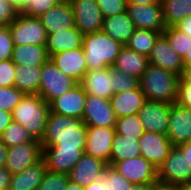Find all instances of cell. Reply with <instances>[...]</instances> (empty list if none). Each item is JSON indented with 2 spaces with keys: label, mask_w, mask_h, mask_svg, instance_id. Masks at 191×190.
<instances>
[{
  "label": "cell",
  "mask_w": 191,
  "mask_h": 190,
  "mask_svg": "<svg viewBox=\"0 0 191 190\" xmlns=\"http://www.w3.org/2000/svg\"><path fill=\"white\" fill-rule=\"evenodd\" d=\"M84 35L76 28L47 34L46 49L49 57L51 55L81 48Z\"/></svg>",
  "instance_id": "25"
},
{
  "label": "cell",
  "mask_w": 191,
  "mask_h": 190,
  "mask_svg": "<svg viewBox=\"0 0 191 190\" xmlns=\"http://www.w3.org/2000/svg\"><path fill=\"white\" fill-rule=\"evenodd\" d=\"M101 180L107 190H128L133 184L109 165Z\"/></svg>",
  "instance_id": "38"
},
{
  "label": "cell",
  "mask_w": 191,
  "mask_h": 190,
  "mask_svg": "<svg viewBox=\"0 0 191 190\" xmlns=\"http://www.w3.org/2000/svg\"><path fill=\"white\" fill-rule=\"evenodd\" d=\"M42 66H16L14 86L25 95L38 94Z\"/></svg>",
  "instance_id": "30"
},
{
  "label": "cell",
  "mask_w": 191,
  "mask_h": 190,
  "mask_svg": "<svg viewBox=\"0 0 191 190\" xmlns=\"http://www.w3.org/2000/svg\"><path fill=\"white\" fill-rule=\"evenodd\" d=\"M161 2L162 0H127L128 4H138V5L156 4Z\"/></svg>",
  "instance_id": "55"
},
{
  "label": "cell",
  "mask_w": 191,
  "mask_h": 190,
  "mask_svg": "<svg viewBox=\"0 0 191 190\" xmlns=\"http://www.w3.org/2000/svg\"><path fill=\"white\" fill-rule=\"evenodd\" d=\"M65 190H83V187L69 180Z\"/></svg>",
  "instance_id": "57"
},
{
  "label": "cell",
  "mask_w": 191,
  "mask_h": 190,
  "mask_svg": "<svg viewBox=\"0 0 191 190\" xmlns=\"http://www.w3.org/2000/svg\"><path fill=\"white\" fill-rule=\"evenodd\" d=\"M107 166L108 164L103 160L84 153L68 173L69 180L84 188L101 180Z\"/></svg>",
  "instance_id": "17"
},
{
  "label": "cell",
  "mask_w": 191,
  "mask_h": 190,
  "mask_svg": "<svg viewBox=\"0 0 191 190\" xmlns=\"http://www.w3.org/2000/svg\"><path fill=\"white\" fill-rule=\"evenodd\" d=\"M135 29L134 23L126 11L124 13L103 18L101 31L125 46L133 35Z\"/></svg>",
  "instance_id": "26"
},
{
  "label": "cell",
  "mask_w": 191,
  "mask_h": 190,
  "mask_svg": "<svg viewBox=\"0 0 191 190\" xmlns=\"http://www.w3.org/2000/svg\"><path fill=\"white\" fill-rule=\"evenodd\" d=\"M115 127L87 126L84 153L99 158L110 166Z\"/></svg>",
  "instance_id": "12"
},
{
  "label": "cell",
  "mask_w": 191,
  "mask_h": 190,
  "mask_svg": "<svg viewBox=\"0 0 191 190\" xmlns=\"http://www.w3.org/2000/svg\"><path fill=\"white\" fill-rule=\"evenodd\" d=\"M68 181V174L46 170L37 190H65Z\"/></svg>",
  "instance_id": "37"
},
{
  "label": "cell",
  "mask_w": 191,
  "mask_h": 190,
  "mask_svg": "<svg viewBox=\"0 0 191 190\" xmlns=\"http://www.w3.org/2000/svg\"><path fill=\"white\" fill-rule=\"evenodd\" d=\"M103 17L107 18L127 11V0H96Z\"/></svg>",
  "instance_id": "42"
},
{
  "label": "cell",
  "mask_w": 191,
  "mask_h": 190,
  "mask_svg": "<svg viewBox=\"0 0 191 190\" xmlns=\"http://www.w3.org/2000/svg\"><path fill=\"white\" fill-rule=\"evenodd\" d=\"M59 0H28L25 9L21 12L30 17H40L50 8L54 7Z\"/></svg>",
  "instance_id": "41"
},
{
  "label": "cell",
  "mask_w": 191,
  "mask_h": 190,
  "mask_svg": "<svg viewBox=\"0 0 191 190\" xmlns=\"http://www.w3.org/2000/svg\"><path fill=\"white\" fill-rule=\"evenodd\" d=\"M12 174L5 168L0 169V190H8Z\"/></svg>",
  "instance_id": "49"
},
{
  "label": "cell",
  "mask_w": 191,
  "mask_h": 190,
  "mask_svg": "<svg viewBox=\"0 0 191 190\" xmlns=\"http://www.w3.org/2000/svg\"><path fill=\"white\" fill-rule=\"evenodd\" d=\"M176 103L182 107L191 109V81L180 78Z\"/></svg>",
  "instance_id": "45"
},
{
  "label": "cell",
  "mask_w": 191,
  "mask_h": 190,
  "mask_svg": "<svg viewBox=\"0 0 191 190\" xmlns=\"http://www.w3.org/2000/svg\"><path fill=\"white\" fill-rule=\"evenodd\" d=\"M14 46L43 45L46 46L47 33L37 17L19 13L9 25Z\"/></svg>",
  "instance_id": "6"
},
{
  "label": "cell",
  "mask_w": 191,
  "mask_h": 190,
  "mask_svg": "<svg viewBox=\"0 0 191 190\" xmlns=\"http://www.w3.org/2000/svg\"><path fill=\"white\" fill-rule=\"evenodd\" d=\"M163 34L167 37L170 46L181 58L191 49V38L175 26L166 27Z\"/></svg>",
  "instance_id": "36"
},
{
  "label": "cell",
  "mask_w": 191,
  "mask_h": 190,
  "mask_svg": "<svg viewBox=\"0 0 191 190\" xmlns=\"http://www.w3.org/2000/svg\"><path fill=\"white\" fill-rule=\"evenodd\" d=\"M124 45L113 40L103 31L84 35V50L87 71L112 67Z\"/></svg>",
  "instance_id": "4"
},
{
  "label": "cell",
  "mask_w": 191,
  "mask_h": 190,
  "mask_svg": "<svg viewBox=\"0 0 191 190\" xmlns=\"http://www.w3.org/2000/svg\"><path fill=\"white\" fill-rule=\"evenodd\" d=\"M182 59L185 67L191 64V49L186 53V55Z\"/></svg>",
  "instance_id": "59"
},
{
  "label": "cell",
  "mask_w": 191,
  "mask_h": 190,
  "mask_svg": "<svg viewBox=\"0 0 191 190\" xmlns=\"http://www.w3.org/2000/svg\"><path fill=\"white\" fill-rule=\"evenodd\" d=\"M128 190H150V185L134 183Z\"/></svg>",
  "instance_id": "56"
},
{
  "label": "cell",
  "mask_w": 191,
  "mask_h": 190,
  "mask_svg": "<svg viewBox=\"0 0 191 190\" xmlns=\"http://www.w3.org/2000/svg\"><path fill=\"white\" fill-rule=\"evenodd\" d=\"M13 7H15L20 13L25 9L28 0H7Z\"/></svg>",
  "instance_id": "53"
},
{
  "label": "cell",
  "mask_w": 191,
  "mask_h": 190,
  "mask_svg": "<svg viewBox=\"0 0 191 190\" xmlns=\"http://www.w3.org/2000/svg\"><path fill=\"white\" fill-rule=\"evenodd\" d=\"M160 34V32L153 30L135 29L125 46L148 57Z\"/></svg>",
  "instance_id": "33"
},
{
  "label": "cell",
  "mask_w": 191,
  "mask_h": 190,
  "mask_svg": "<svg viewBox=\"0 0 191 190\" xmlns=\"http://www.w3.org/2000/svg\"><path fill=\"white\" fill-rule=\"evenodd\" d=\"M139 138H130L115 133L110 156V166L117 161L141 156Z\"/></svg>",
  "instance_id": "31"
},
{
  "label": "cell",
  "mask_w": 191,
  "mask_h": 190,
  "mask_svg": "<svg viewBox=\"0 0 191 190\" xmlns=\"http://www.w3.org/2000/svg\"><path fill=\"white\" fill-rule=\"evenodd\" d=\"M0 140L9 148L21 143L34 141L29 132L18 122L12 121L0 135Z\"/></svg>",
  "instance_id": "35"
},
{
  "label": "cell",
  "mask_w": 191,
  "mask_h": 190,
  "mask_svg": "<svg viewBox=\"0 0 191 190\" xmlns=\"http://www.w3.org/2000/svg\"><path fill=\"white\" fill-rule=\"evenodd\" d=\"M182 77H183L185 80L191 81V64H190V65H187V66L185 67V70H184V73H183Z\"/></svg>",
  "instance_id": "58"
},
{
  "label": "cell",
  "mask_w": 191,
  "mask_h": 190,
  "mask_svg": "<svg viewBox=\"0 0 191 190\" xmlns=\"http://www.w3.org/2000/svg\"><path fill=\"white\" fill-rule=\"evenodd\" d=\"M12 121V112L0 110V135Z\"/></svg>",
  "instance_id": "48"
},
{
  "label": "cell",
  "mask_w": 191,
  "mask_h": 190,
  "mask_svg": "<svg viewBox=\"0 0 191 190\" xmlns=\"http://www.w3.org/2000/svg\"><path fill=\"white\" fill-rule=\"evenodd\" d=\"M47 34L74 28V12L70 1L59 0L57 4L38 17Z\"/></svg>",
  "instance_id": "20"
},
{
  "label": "cell",
  "mask_w": 191,
  "mask_h": 190,
  "mask_svg": "<svg viewBox=\"0 0 191 190\" xmlns=\"http://www.w3.org/2000/svg\"><path fill=\"white\" fill-rule=\"evenodd\" d=\"M24 95L15 86L0 87V110L12 112Z\"/></svg>",
  "instance_id": "39"
},
{
  "label": "cell",
  "mask_w": 191,
  "mask_h": 190,
  "mask_svg": "<svg viewBox=\"0 0 191 190\" xmlns=\"http://www.w3.org/2000/svg\"><path fill=\"white\" fill-rule=\"evenodd\" d=\"M150 190H179V185L164 182L156 179L151 185Z\"/></svg>",
  "instance_id": "47"
},
{
  "label": "cell",
  "mask_w": 191,
  "mask_h": 190,
  "mask_svg": "<svg viewBox=\"0 0 191 190\" xmlns=\"http://www.w3.org/2000/svg\"><path fill=\"white\" fill-rule=\"evenodd\" d=\"M85 148L43 149L47 170L68 174L81 159Z\"/></svg>",
  "instance_id": "23"
},
{
  "label": "cell",
  "mask_w": 191,
  "mask_h": 190,
  "mask_svg": "<svg viewBox=\"0 0 191 190\" xmlns=\"http://www.w3.org/2000/svg\"><path fill=\"white\" fill-rule=\"evenodd\" d=\"M47 170L45 160L11 176L8 190H37Z\"/></svg>",
  "instance_id": "28"
},
{
  "label": "cell",
  "mask_w": 191,
  "mask_h": 190,
  "mask_svg": "<svg viewBox=\"0 0 191 190\" xmlns=\"http://www.w3.org/2000/svg\"><path fill=\"white\" fill-rule=\"evenodd\" d=\"M181 76L149 64L139 79V87L146 100L176 103Z\"/></svg>",
  "instance_id": "2"
},
{
  "label": "cell",
  "mask_w": 191,
  "mask_h": 190,
  "mask_svg": "<svg viewBox=\"0 0 191 190\" xmlns=\"http://www.w3.org/2000/svg\"><path fill=\"white\" fill-rule=\"evenodd\" d=\"M179 190H191V182L184 185H179Z\"/></svg>",
  "instance_id": "60"
},
{
  "label": "cell",
  "mask_w": 191,
  "mask_h": 190,
  "mask_svg": "<svg viewBox=\"0 0 191 190\" xmlns=\"http://www.w3.org/2000/svg\"><path fill=\"white\" fill-rule=\"evenodd\" d=\"M171 104L146 100L138 112L146 132L167 134Z\"/></svg>",
  "instance_id": "13"
},
{
  "label": "cell",
  "mask_w": 191,
  "mask_h": 190,
  "mask_svg": "<svg viewBox=\"0 0 191 190\" xmlns=\"http://www.w3.org/2000/svg\"><path fill=\"white\" fill-rule=\"evenodd\" d=\"M175 27L186 33L191 38V15L185 17L178 24H176Z\"/></svg>",
  "instance_id": "50"
},
{
  "label": "cell",
  "mask_w": 191,
  "mask_h": 190,
  "mask_svg": "<svg viewBox=\"0 0 191 190\" xmlns=\"http://www.w3.org/2000/svg\"><path fill=\"white\" fill-rule=\"evenodd\" d=\"M141 156L150 161L157 169L169 156L174 147L166 134L144 132L138 139Z\"/></svg>",
  "instance_id": "15"
},
{
  "label": "cell",
  "mask_w": 191,
  "mask_h": 190,
  "mask_svg": "<svg viewBox=\"0 0 191 190\" xmlns=\"http://www.w3.org/2000/svg\"><path fill=\"white\" fill-rule=\"evenodd\" d=\"M14 42L9 26H0V62L11 59Z\"/></svg>",
  "instance_id": "43"
},
{
  "label": "cell",
  "mask_w": 191,
  "mask_h": 190,
  "mask_svg": "<svg viewBox=\"0 0 191 190\" xmlns=\"http://www.w3.org/2000/svg\"><path fill=\"white\" fill-rule=\"evenodd\" d=\"M49 59L46 46L43 45L14 46L11 57L16 66H43Z\"/></svg>",
  "instance_id": "29"
},
{
  "label": "cell",
  "mask_w": 191,
  "mask_h": 190,
  "mask_svg": "<svg viewBox=\"0 0 191 190\" xmlns=\"http://www.w3.org/2000/svg\"><path fill=\"white\" fill-rule=\"evenodd\" d=\"M157 179L175 185L191 182V167L177 146L171 149L169 156L158 167Z\"/></svg>",
  "instance_id": "8"
},
{
  "label": "cell",
  "mask_w": 191,
  "mask_h": 190,
  "mask_svg": "<svg viewBox=\"0 0 191 190\" xmlns=\"http://www.w3.org/2000/svg\"><path fill=\"white\" fill-rule=\"evenodd\" d=\"M149 65L147 56L137 53L124 46L118 54L112 69L121 70L137 79L143 75Z\"/></svg>",
  "instance_id": "27"
},
{
  "label": "cell",
  "mask_w": 191,
  "mask_h": 190,
  "mask_svg": "<svg viewBox=\"0 0 191 190\" xmlns=\"http://www.w3.org/2000/svg\"><path fill=\"white\" fill-rule=\"evenodd\" d=\"M115 132L130 138H140L145 130L139 115L133 114L117 118Z\"/></svg>",
  "instance_id": "34"
},
{
  "label": "cell",
  "mask_w": 191,
  "mask_h": 190,
  "mask_svg": "<svg viewBox=\"0 0 191 190\" xmlns=\"http://www.w3.org/2000/svg\"><path fill=\"white\" fill-rule=\"evenodd\" d=\"M8 147L0 140V169L5 167Z\"/></svg>",
  "instance_id": "52"
},
{
  "label": "cell",
  "mask_w": 191,
  "mask_h": 190,
  "mask_svg": "<svg viewBox=\"0 0 191 190\" xmlns=\"http://www.w3.org/2000/svg\"><path fill=\"white\" fill-rule=\"evenodd\" d=\"M50 59L61 72L75 79L78 83H80L87 72V64L82 47L51 55Z\"/></svg>",
  "instance_id": "22"
},
{
  "label": "cell",
  "mask_w": 191,
  "mask_h": 190,
  "mask_svg": "<svg viewBox=\"0 0 191 190\" xmlns=\"http://www.w3.org/2000/svg\"><path fill=\"white\" fill-rule=\"evenodd\" d=\"M19 13L7 0H0V26H8Z\"/></svg>",
  "instance_id": "46"
},
{
  "label": "cell",
  "mask_w": 191,
  "mask_h": 190,
  "mask_svg": "<svg viewBox=\"0 0 191 190\" xmlns=\"http://www.w3.org/2000/svg\"><path fill=\"white\" fill-rule=\"evenodd\" d=\"M83 190H107L102 180L92 183L83 188Z\"/></svg>",
  "instance_id": "54"
},
{
  "label": "cell",
  "mask_w": 191,
  "mask_h": 190,
  "mask_svg": "<svg viewBox=\"0 0 191 190\" xmlns=\"http://www.w3.org/2000/svg\"><path fill=\"white\" fill-rule=\"evenodd\" d=\"M43 159L42 143L38 140L8 148L5 168L13 175L23 172Z\"/></svg>",
  "instance_id": "7"
},
{
  "label": "cell",
  "mask_w": 191,
  "mask_h": 190,
  "mask_svg": "<svg viewBox=\"0 0 191 190\" xmlns=\"http://www.w3.org/2000/svg\"><path fill=\"white\" fill-rule=\"evenodd\" d=\"M148 59L149 64L169 70L181 77L184 73L185 66L183 59L173 50L164 34H160L156 39Z\"/></svg>",
  "instance_id": "16"
},
{
  "label": "cell",
  "mask_w": 191,
  "mask_h": 190,
  "mask_svg": "<svg viewBox=\"0 0 191 190\" xmlns=\"http://www.w3.org/2000/svg\"><path fill=\"white\" fill-rule=\"evenodd\" d=\"M86 136L87 126L81 119L49 112L41 143L43 149L85 148Z\"/></svg>",
  "instance_id": "1"
},
{
  "label": "cell",
  "mask_w": 191,
  "mask_h": 190,
  "mask_svg": "<svg viewBox=\"0 0 191 190\" xmlns=\"http://www.w3.org/2000/svg\"><path fill=\"white\" fill-rule=\"evenodd\" d=\"M145 101V94L140 87L123 93H114L110 98L116 118L138 114Z\"/></svg>",
  "instance_id": "24"
},
{
  "label": "cell",
  "mask_w": 191,
  "mask_h": 190,
  "mask_svg": "<svg viewBox=\"0 0 191 190\" xmlns=\"http://www.w3.org/2000/svg\"><path fill=\"white\" fill-rule=\"evenodd\" d=\"M50 112L48 104L38 94L24 95L12 111L13 121L21 124L34 140L42 141L45 134L47 117Z\"/></svg>",
  "instance_id": "3"
},
{
  "label": "cell",
  "mask_w": 191,
  "mask_h": 190,
  "mask_svg": "<svg viewBox=\"0 0 191 190\" xmlns=\"http://www.w3.org/2000/svg\"><path fill=\"white\" fill-rule=\"evenodd\" d=\"M77 84L78 82L75 79L66 76L49 59L42 66L38 95L50 104L54 99L62 96Z\"/></svg>",
  "instance_id": "5"
},
{
  "label": "cell",
  "mask_w": 191,
  "mask_h": 190,
  "mask_svg": "<svg viewBox=\"0 0 191 190\" xmlns=\"http://www.w3.org/2000/svg\"><path fill=\"white\" fill-rule=\"evenodd\" d=\"M166 135L174 146L191 142V109L171 104Z\"/></svg>",
  "instance_id": "18"
},
{
  "label": "cell",
  "mask_w": 191,
  "mask_h": 190,
  "mask_svg": "<svg viewBox=\"0 0 191 190\" xmlns=\"http://www.w3.org/2000/svg\"><path fill=\"white\" fill-rule=\"evenodd\" d=\"M116 119L110 100L87 95L82 117L86 126L115 127Z\"/></svg>",
  "instance_id": "14"
},
{
  "label": "cell",
  "mask_w": 191,
  "mask_h": 190,
  "mask_svg": "<svg viewBox=\"0 0 191 190\" xmlns=\"http://www.w3.org/2000/svg\"><path fill=\"white\" fill-rule=\"evenodd\" d=\"M111 167L133 184L151 185L157 179V168L142 156L114 162Z\"/></svg>",
  "instance_id": "10"
},
{
  "label": "cell",
  "mask_w": 191,
  "mask_h": 190,
  "mask_svg": "<svg viewBox=\"0 0 191 190\" xmlns=\"http://www.w3.org/2000/svg\"><path fill=\"white\" fill-rule=\"evenodd\" d=\"M127 12L136 29L153 30L161 34L166 29L161 3L127 4Z\"/></svg>",
  "instance_id": "11"
},
{
  "label": "cell",
  "mask_w": 191,
  "mask_h": 190,
  "mask_svg": "<svg viewBox=\"0 0 191 190\" xmlns=\"http://www.w3.org/2000/svg\"><path fill=\"white\" fill-rule=\"evenodd\" d=\"M87 94L80 83L54 99L50 103V112L75 117L82 120Z\"/></svg>",
  "instance_id": "19"
},
{
  "label": "cell",
  "mask_w": 191,
  "mask_h": 190,
  "mask_svg": "<svg viewBox=\"0 0 191 190\" xmlns=\"http://www.w3.org/2000/svg\"><path fill=\"white\" fill-rule=\"evenodd\" d=\"M183 153L185 160L191 167V142L183 143L177 146Z\"/></svg>",
  "instance_id": "51"
},
{
  "label": "cell",
  "mask_w": 191,
  "mask_h": 190,
  "mask_svg": "<svg viewBox=\"0 0 191 190\" xmlns=\"http://www.w3.org/2000/svg\"><path fill=\"white\" fill-rule=\"evenodd\" d=\"M161 5L166 27H173L191 15V0H162Z\"/></svg>",
  "instance_id": "32"
},
{
  "label": "cell",
  "mask_w": 191,
  "mask_h": 190,
  "mask_svg": "<svg viewBox=\"0 0 191 190\" xmlns=\"http://www.w3.org/2000/svg\"><path fill=\"white\" fill-rule=\"evenodd\" d=\"M16 65L11 59L0 62V87H13Z\"/></svg>",
  "instance_id": "44"
},
{
  "label": "cell",
  "mask_w": 191,
  "mask_h": 190,
  "mask_svg": "<svg viewBox=\"0 0 191 190\" xmlns=\"http://www.w3.org/2000/svg\"><path fill=\"white\" fill-rule=\"evenodd\" d=\"M114 93H123L139 87V79L125 74L121 70H114Z\"/></svg>",
  "instance_id": "40"
},
{
  "label": "cell",
  "mask_w": 191,
  "mask_h": 190,
  "mask_svg": "<svg viewBox=\"0 0 191 190\" xmlns=\"http://www.w3.org/2000/svg\"><path fill=\"white\" fill-rule=\"evenodd\" d=\"M114 69L112 67L87 71L80 81L87 95L110 100L114 95Z\"/></svg>",
  "instance_id": "21"
},
{
  "label": "cell",
  "mask_w": 191,
  "mask_h": 190,
  "mask_svg": "<svg viewBox=\"0 0 191 190\" xmlns=\"http://www.w3.org/2000/svg\"><path fill=\"white\" fill-rule=\"evenodd\" d=\"M75 26L83 34L101 31L103 14L96 0H71Z\"/></svg>",
  "instance_id": "9"
}]
</instances>
